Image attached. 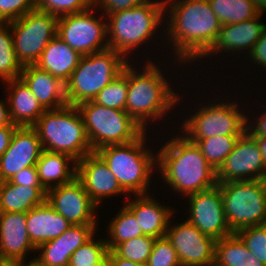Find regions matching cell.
<instances>
[{"label": "cell", "instance_id": "1", "mask_svg": "<svg viewBox=\"0 0 266 266\" xmlns=\"http://www.w3.org/2000/svg\"><path fill=\"white\" fill-rule=\"evenodd\" d=\"M164 14L162 39L172 47L173 65L193 66L215 43L222 24L208 0H164Z\"/></svg>", "mask_w": 266, "mask_h": 266}, {"label": "cell", "instance_id": "2", "mask_svg": "<svg viewBox=\"0 0 266 266\" xmlns=\"http://www.w3.org/2000/svg\"><path fill=\"white\" fill-rule=\"evenodd\" d=\"M147 58L144 66H141L142 69H138L132 61L128 62L126 112L144 130L149 131L148 126L153 127L154 121L158 122L161 118L160 120L164 122V116L166 119L168 115L166 113H170L177 105L181 106L179 102L183 101V95L180 96V93L172 87H175L173 82L165 77L166 73L162 70L167 67H162L157 61L153 62L150 56Z\"/></svg>", "mask_w": 266, "mask_h": 266}, {"label": "cell", "instance_id": "3", "mask_svg": "<svg viewBox=\"0 0 266 266\" xmlns=\"http://www.w3.org/2000/svg\"><path fill=\"white\" fill-rule=\"evenodd\" d=\"M175 135L156 150L163 184H168L176 195H182V199L216 186V170L208 164L200 147L181 133Z\"/></svg>", "mask_w": 266, "mask_h": 266}, {"label": "cell", "instance_id": "4", "mask_svg": "<svg viewBox=\"0 0 266 266\" xmlns=\"http://www.w3.org/2000/svg\"><path fill=\"white\" fill-rule=\"evenodd\" d=\"M164 20V0H147L135 8L114 12L107 16L108 46L131 61L128 56L135 54L137 47L140 52L144 44L146 49L150 41L155 44L161 32L159 39L164 36Z\"/></svg>", "mask_w": 266, "mask_h": 266}, {"label": "cell", "instance_id": "5", "mask_svg": "<svg viewBox=\"0 0 266 266\" xmlns=\"http://www.w3.org/2000/svg\"><path fill=\"white\" fill-rule=\"evenodd\" d=\"M147 132L149 133L145 130L137 139L129 143L108 145L95 151L129 197L131 194H149L151 178L154 176L152 173L157 172V152L147 144V138H150L147 137Z\"/></svg>", "mask_w": 266, "mask_h": 266}, {"label": "cell", "instance_id": "6", "mask_svg": "<svg viewBox=\"0 0 266 266\" xmlns=\"http://www.w3.org/2000/svg\"><path fill=\"white\" fill-rule=\"evenodd\" d=\"M32 127L44 150L67 154L76 161L93 152L77 106L46 110Z\"/></svg>", "mask_w": 266, "mask_h": 266}, {"label": "cell", "instance_id": "7", "mask_svg": "<svg viewBox=\"0 0 266 266\" xmlns=\"http://www.w3.org/2000/svg\"><path fill=\"white\" fill-rule=\"evenodd\" d=\"M215 94L211 99L206 100V105L200 103L181 121V126H177L179 132L187 139H207L214 136H241L246 131V115L242 105L237 103V98L220 100ZM229 101V102H228ZM231 102V103H230ZM240 106V107H239ZM201 107V108H200ZM243 110V111H242ZM196 111V112H195Z\"/></svg>", "mask_w": 266, "mask_h": 266}, {"label": "cell", "instance_id": "8", "mask_svg": "<svg viewBox=\"0 0 266 266\" xmlns=\"http://www.w3.org/2000/svg\"><path fill=\"white\" fill-rule=\"evenodd\" d=\"M128 62L120 53L111 48L82 56L78 66L65 83L68 105L78 106L92 101L122 72Z\"/></svg>", "mask_w": 266, "mask_h": 266}, {"label": "cell", "instance_id": "9", "mask_svg": "<svg viewBox=\"0 0 266 266\" xmlns=\"http://www.w3.org/2000/svg\"><path fill=\"white\" fill-rule=\"evenodd\" d=\"M93 151L108 145L129 143L145 130L126 111L87 101L77 106Z\"/></svg>", "mask_w": 266, "mask_h": 266}, {"label": "cell", "instance_id": "10", "mask_svg": "<svg viewBox=\"0 0 266 266\" xmlns=\"http://www.w3.org/2000/svg\"><path fill=\"white\" fill-rule=\"evenodd\" d=\"M220 187L227 223L233 233L266 223V181H231Z\"/></svg>", "mask_w": 266, "mask_h": 266}, {"label": "cell", "instance_id": "11", "mask_svg": "<svg viewBox=\"0 0 266 266\" xmlns=\"http://www.w3.org/2000/svg\"><path fill=\"white\" fill-rule=\"evenodd\" d=\"M58 17L34 9L11 25L13 47L22 66L35 65L48 43L57 35Z\"/></svg>", "mask_w": 266, "mask_h": 266}, {"label": "cell", "instance_id": "12", "mask_svg": "<svg viewBox=\"0 0 266 266\" xmlns=\"http://www.w3.org/2000/svg\"><path fill=\"white\" fill-rule=\"evenodd\" d=\"M96 9L92 5L84 12L58 17L57 36L81 56L109 48L107 17L103 13L96 17Z\"/></svg>", "mask_w": 266, "mask_h": 266}, {"label": "cell", "instance_id": "13", "mask_svg": "<svg viewBox=\"0 0 266 266\" xmlns=\"http://www.w3.org/2000/svg\"><path fill=\"white\" fill-rule=\"evenodd\" d=\"M266 165L257 140L245 131L216 171L217 183L265 180Z\"/></svg>", "mask_w": 266, "mask_h": 266}, {"label": "cell", "instance_id": "14", "mask_svg": "<svg viewBox=\"0 0 266 266\" xmlns=\"http://www.w3.org/2000/svg\"><path fill=\"white\" fill-rule=\"evenodd\" d=\"M188 199L187 221L215 241L233 234L225 216L218 185L185 197Z\"/></svg>", "mask_w": 266, "mask_h": 266}, {"label": "cell", "instance_id": "15", "mask_svg": "<svg viewBox=\"0 0 266 266\" xmlns=\"http://www.w3.org/2000/svg\"><path fill=\"white\" fill-rule=\"evenodd\" d=\"M171 217L166 237L176 250L182 266H213L215 240L204 235L187 220L181 223ZM172 222H174L172 224Z\"/></svg>", "mask_w": 266, "mask_h": 266}, {"label": "cell", "instance_id": "16", "mask_svg": "<svg viewBox=\"0 0 266 266\" xmlns=\"http://www.w3.org/2000/svg\"><path fill=\"white\" fill-rule=\"evenodd\" d=\"M46 201L71 225H99L96 220L98 206L77 178L68 184L47 190Z\"/></svg>", "mask_w": 266, "mask_h": 266}, {"label": "cell", "instance_id": "17", "mask_svg": "<svg viewBox=\"0 0 266 266\" xmlns=\"http://www.w3.org/2000/svg\"><path fill=\"white\" fill-rule=\"evenodd\" d=\"M262 16L263 13H260L259 15L250 20L242 21L240 23L235 24L222 25L215 43L212 45L210 50L203 56V58L198 61L200 62V64L198 65L201 66V62L203 59H205L207 62L209 61L208 59L215 57L219 58L223 55L222 53H224L225 56L227 54L226 57L232 55L234 60L237 58L236 55L241 54L240 56L242 57V54L244 55L246 51L247 52L244 56H247L252 50L253 45L260 38L261 33L266 28V23L261 20Z\"/></svg>", "mask_w": 266, "mask_h": 266}, {"label": "cell", "instance_id": "18", "mask_svg": "<svg viewBox=\"0 0 266 266\" xmlns=\"http://www.w3.org/2000/svg\"><path fill=\"white\" fill-rule=\"evenodd\" d=\"M42 151L41 141L33 127H17L9 147L0 157V182L10 180L23 168L36 166Z\"/></svg>", "mask_w": 266, "mask_h": 266}, {"label": "cell", "instance_id": "19", "mask_svg": "<svg viewBox=\"0 0 266 266\" xmlns=\"http://www.w3.org/2000/svg\"><path fill=\"white\" fill-rule=\"evenodd\" d=\"M76 178L83 184L91 200L98 207L106 198L123 194L128 196L115 175L95 151L77 161Z\"/></svg>", "mask_w": 266, "mask_h": 266}, {"label": "cell", "instance_id": "20", "mask_svg": "<svg viewBox=\"0 0 266 266\" xmlns=\"http://www.w3.org/2000/svg\"><path fill=\"white\" fill-rule=\"evenodd\" d=\"M98 225H71L59 237L36 248L33 260L41 266H69L73 252L90 240L100 229ZM38 250V251H37Z\"/></svg>", "mask_w": 266, "mask_h": 266}, {"label": "cell", "instance_id": "21", "mask_svg": "<svg viewBox=\"0 0 266 266\" xmlns=\"http://www.w3.org/2000/svg\"><path fill=\"white\" fill-rule=\"evenodd\" d=\"M26 226L25 212L0 213V261H28L36 253Z\"/></svg>", "mask_w": 266, "mask_h": 266}, {"label": "cell", "instance_id": "22", "mask_svg": "<svg viewBox=\"0 0 266 266\" xmlns=\"http://www.w3.org/2000/svg\"><path fill=\"white\" fill-rule=\"evenodd\" d=\"M133 195L124 206L135 216L144 235L154 238L165 237L171 217L177 211L172 206L158 202L154 193ZM153 196V197H152Z\"/></svg>", "mask_w": 266, "mask_h": 266}, {"label": "cell", "instance_id": "23", "mask_svg": "<svg viewBox=\"0 0 266 266\" xmlns=\"http://www.w3.org/2000/svg\"><path fill=\"white\" fill-rule=\"evenodd\" d=\"M2 84L7 85H5L7 93L5 95L12 123L18 127H32L46 109L21 78L8 80Z\"/></svg>", "mask_w": 266, "mask_h": 266}, {"label": "cell", "instance_id": "24", "mask_svg": "<svg viewBox=\"0 0 266 266\" xmlns=\"http://www.w3.org/2000/svg\"><path fill=\"white\" fill-rule=\"evenodd\" d=\"M20 78L46 109H59L68 105L65 83L35 65L23 66Z\"/></svg>", "mask_w": 266, "mask_h": 266}, {"label": "cell", "instance_id": "25", "mask_svg": "<svg viewBox=\"0 0 266 266\" xmlns=\"http://www.w3.org/2000/svg\"><path fill=\"white\" fill-rule=\"evenodd\" d=\"M28 236L37 248L44 242L59 237L71 224L45 201L26 213Z\"/></svg>", "mask_w": 266, "mask_h": 266}, {"label": "cell", "instance_id": "26", "mask_svg": "<svg viewBox=\"0 0 266 266\" xmlns=\"http://www.w3.org/2000/svg\"><path fill=\"white\" fill-rule=\"evenodd\" d=\"M36 169L39 181L47 191L72 182L77 174V161L67 154L43 149Z\"/></svg>", "mask_w": 266, "mask_h": 266}, {"label": "cell", "instance_id": "27", "mask_svg": "<svg viewBox=\"0 0 266 266\" xmlns=\"http://www.w3.org/2000/svg\"><path fill=\"white\" fill-rule=\"evenodd\" d=\"M81 57L56 35L43 50L35 66L66 83L78 66Z\"/></svg>", "mask_w": 266, "mask_h": 266}, {"label": "cell", "instance_id": "28", "mask_svg": "<svg viewBox=\"0 0 266 266\" xmlns=\"http://www.w3.org/2000/svg\"><path fill=\"white\" fill-rule=\"evenodd\" d=\"M46 190L43 187H29L0 182V213L25 212L46 201Z\"/></svg>", "mask_w": 266, "mask_h": 266}, {"label": "cell", "instance_id": "29", "mask_svg": "<svg viewBox=\"0 0 266 266\" xmlns=\"http://www.w3.org/2000/svg\"><path fill=\"white\" fill-rule=\"evenodd\" d=\"M108 224L105 242L109 251L119 243L144 235L135 216L124 205Z\"/></svg>", "mask_w": 266, "mask_h": 266}, {"label": "cell", "instance_id": "30", "mask_svg": "<svg viewBox=\"0 0 266 266\" xmlns=\"http://www.w3.org/2000/svg\"><path fill=\"white\" fill-rule=\"evenodd\" d=\"M222 25L250 20L260 13L251 0H208Z\"/></svg>", "mask_w": 266, "mask_h": 266}, {"label": "cell", "instance_id": "31", "mask_svg": "<svg viewBox=\"0 0 266 266\" xmlns=\"http://www.w3.org/2000/svg\"><path fill=\"white\" fill-rule=\"evenodd\" d=\"M248 253L244 242L233 233L215 242L213 266H245Z\"/></svg>", "mask_w": 266, "mask_h": 266}, {"label": "cell", "instance_id": "32", "mask_svg": "<svg viewBox=\"0 0 266 266\" xmlns=\"http://www.w3.org/2000/svg\"><path fill=\"white\" fill-rule=\"evenodd\" d=\"M22 69L13 47L11 25L0 22V81L20 78Z\"/></svg>", "mask_w": 266, "mask_h": 266}, {"label": "cell", "instance_id": "33", "mask_svg": "<svg viewBox=\"0 0 266 266\" xmlns=\"http://www.w3.org/2000/svg\"><path fill=\"white\" fill-rule=\"evenodd\" d=\"M240 136H214L207 139H188L195 142L201 149L208 164L218 170L226 157L233 151Z\"/></svg>", "mask_w": 266, "mask_h": 266}, {"label": "cell", "instance_id": "34", "mask_svg": "<svg viewBox=\"0 0 266 266\" xmlns=\"http://www.w3.org/2000/svg\"><path fill=\"white\" fill-rule=\"evenodd\" d=\"M127 91L128 63L122 72L106 85L92 101L104 107L126 111Z\"/></svg>", "mask_w": 266, "mask_h": 266}, {"label": "cell", "instance_id": "35", "mask_svg": "<svg viewBox=\"0 0 266 266\" xmlns=\"http://www.w3.org/2000/svg\"><path fill=\"white\" fill-rule=\"evenodd\" d=\"M96 234L70 256L69 266H92L100 263L109 252L105 238Z\"/></svg>", "mask_w": 266, "mask_h": 266}, {"label": "cell", "instance_id": "36", "mask_svg": "<svg viewBox=\"0 0 266 266\" xmlns=\"http://www.w3.org/2000/svg\"><path fill=\"white\" fill-rule=\"evenodd\" d=\"M154 237L142 235L119 243L113 251L124 259L146 264L155 242Z\"/></svg>", "mask_w": 266, "mask_h": 266}, {"label": "cell", "instance_id": "37", "mask_svg": "<svg viewBox=\"0 0 266 266\" xmlns=\"http://www.w3.org/2000/svg\"><path fill=\"white\" fill-rule=\"evenodd\" d=\"M249 252L266 265V223L249 226L236 232Z\"/></svg>", "mask_w": 266, "mask_h": 266}, {"label": "cell", "instance_id": "38", "mask_svg": "<svg viewBox=\"0 0 266 266\" xmlns=\"http://www.w3.org/2000/svg\"><path fill=\"white\" fill-rule=\"evenodd\" d=\"M36 9L56 17L81 13L93 4L89 0H35Z\"/></svg>", "mask_w": 266, "mask_h": 266}, {"label": "cell", "instance_id": "39", "mask_svg": "<svg viewBox=\"0 0 266 266\" xmlns=\"http://www.w3.org/2000/svg\"><path fill=\"white\" fill-rule=\"evenodd\" d=\"M147 266H182L176 250L168 238H156L152 252L146 263Z\"/></svg>", "mask_w": 266, "mask_h": 266}, {"label": "cell", "instance_id": "40", "mask_svg": "<svg viewBox=\"0 0 266 266\" xmlns=\"http://www.w3.org/2000/svg\"><path fill=\"white\" fill-rule=\"evenodd\" d=\"M34 9L35 0H0V22L17 20Z\"/></svg>", "mask_w": 266, "mask_h": 266}, {"label": "cell", "instance_id": "41", "mask_svg": "<svg viewBox=\"0 0 266 266\" xmlns=\"http://www.w3.org/2000/svg\"><path fill=\"white\" fill-rule=\"evenodd\" d=\"M147 0H97L93 5L106 17L114 12L135 8Z\"/></svg>", "mask_w": 266, "mask_h": 266}, {"label": "cell", "instance_id": "42", "mask_svg": "<svg viewBox=\"0 0 266 266\" xmlns=\"http://www.w3.org/2000/svg\"><path fill=\"white\" fill-rule=\"evenodd\" d=\"M244 58H246L245 61L247 60L250 61V64L248 65H251V63L253 65L257 64L256 66H253V67H255V69L256 67L257 68L259 67L261 68V73L262 71H265L266 73V70H265L266 69V28L261 33L260 38L253 45V48L250 51V53Z\"/></svg>", "mask_w": 266, "mask_h": 266}, {"label": "cell", "instance_id": "43", "mask_svg": "<svg viewBox=\"0 0 266 266\" xmlns=\"http://www.w3.org/2000/svg\"><path fill=\"white\" fill-rule=\"evenodd\" d=\"M9 181L13 184L22 186L43 187L39 181L36 166L23 168Z\"/></svg>", "mask_w": 266, "mask_h": 266}, {"label": "cell", "instance_id": "44", "mask_svg": "<svg viewBox=\"0 0 266 266\" xmlns=\"http://www.w3.org/2000/svg\"><path fill=\"white\" fill-rule=\"evenodd\" d=\"M259 114L256 117H249V115H246V131L252 136V137H266V111L258 110ZM253 122L251 121V119ZM257 118V119H256ZM255 120V121H254ZM255 122V123H254Z\"/></svg>", "mask_w": 266, "mask_h": 266}, {"label": "cell", "instance_id": "45", "mask_svg": "<svg viewBox=\"0 0 266 266\" xmlns=\"http://www.w3.org/2000/svg\"><path fill=\"white\" fill-rule=\"evenodd\" d=\"M17 127V125L0 127V157L9 147L11 137Z\"/></svg>", "mask_w": 266, "mask_h": 266}, {"label": "cell", "instance_id": "46", "mask_svg": "<svg viewBox=\"0 0 266 266\" xmlns=\"http://www.w3.org/2000/svg\"><path fill=\"white\" fill-rule=\"evenodd\" d=\"M109 266H147L119 257L113 250L108 252Z\"/></svg>", "mask_w": 266, "mask_h": 266}, {"label": "cell", "instance_id": "47", "mask_svg": "<svg viewBox=\"0 0 266 266\" xmlns=\"http://www.w3.org/2000/svg\"><path fill=\"white\" fill-rule=\"evenodd\" d=\"M15 125L12 123L7 99L0 100V127Z\"/></svg>", "mask_w": 266, "mask_h": 266}, {"label": "cell", "instance_id": "48", "mask_svg": "<svg viewBox=\"0 0 266 266\" xmlns=\"http://www.w3.org/2000/svg\"><path fill=\"white\" fill-rule=\"evenodd\" d=\"M259 145L263 161L266 165V137H254Z\"/></svg>", "mask_w": 266, "mask_h": 266}, {"label": "cell", "instance_id": "49", "mask_svg": "<svg viewBox=\"0 0 266 266\" xmlns=\"http://www.w3.org/2000/svg\"><path fill=\"white\" fill-rule=\"evenodd\" d=\"M245 266H266L264 265L259 258L252 255V253H248Z\"/></svg>", "mask_w": 266, "mask_h": 266}, {"label": "cell", "instance_id": "50", "mask_svg": "<svg viewBox=\"0 0 266 266\" xmlns=\"http://www.w3.org/2000/svg\"><path fill=\"white\" fill-rule=\"evenodd\" d=\"M259 13H266V0H251Z\"/></svg>", "mask_w": 266, "mask_h": 266}, {"label": "cell", "instance_id": "51", "mask_svg": "<svg viewBox=\"0 0 266 266\" xmlns=\"http://www.w3.org/2000/svg\"><path fill=\"white\" fill-rule=\"evenodd\" d=\"M0 266H28L27 261H0Z\"/></svg>", "mask_w": 266, "mask_h": 266}, {"label": "cell", "instance_id": "52", "mask_svg": "<svg viewBox=\"0 0 266 266\" xmlns=\"http://www.w3.org/2000/svg\"><path fill=\"white\" fill-rule=\"evenodd\" d=\"M92 266H109L108 255L100 263L94 264Z\"/></svg>", "mask_w": 266, "mask_h": 266}, {"label": "cell", "instance_id": "53", "mask_svg": "<svg viewBox=\"0 0 266 266\" xmlns=\"http://www.w3.org/2000/svg\"><path fill=\"white\" fill-rule=\"evenodd\" d=\"M29 258L31 259L28 261V266H41L36 261H34L32 257Z\"/></svg>", "mask_w": 266, "mask_h": 266}, {"label": "cell", "instance_id": "54", "mask_svg": "<svg viewBox=\"0 0 266 266\" xmlns=\"http://www.w3.org/2000/svg\"><path fill=\"white\" fill-rule=\"evenodd\" d=\"M92 4H94L97 0H89Z\"/></svg>", "mask_w": 266, "mask_h": 266}]
</instances>
